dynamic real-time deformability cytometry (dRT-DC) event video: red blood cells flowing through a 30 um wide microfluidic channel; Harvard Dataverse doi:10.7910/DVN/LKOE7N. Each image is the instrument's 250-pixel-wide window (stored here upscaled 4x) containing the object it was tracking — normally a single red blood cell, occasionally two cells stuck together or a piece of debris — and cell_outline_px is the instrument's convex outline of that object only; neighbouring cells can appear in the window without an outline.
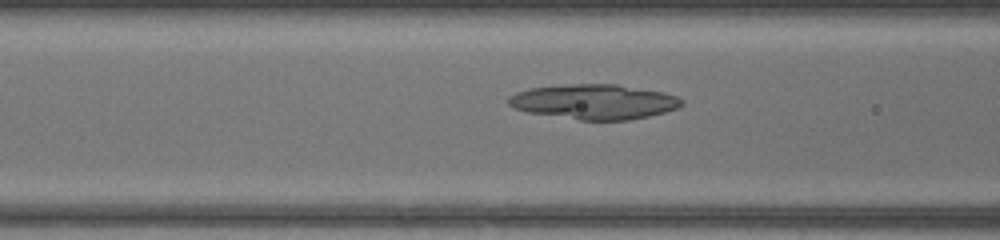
{"species": "common noctule bat (a hibernating species)", "species_latin": "Nyctalus noctula", "temperature_condition": "warm", "stored_images_in_passage": 39, "camera_frame_rate_fps": 3000, "um_per_image_px": 0.085, "animal": {"sex": "female", "body_mass_g": 17.0, "forearm_length_mm": 48.0}, "frame": {"image": 1, "passage_image": 11, "time_ms": 3.333, "image_size_px": [1000, 240], "cell_outline_px": [[684, 104], [676, 108], [664, 112], [648, 116], [628, 120], [580, 120], [528, 112], [512, 108], [508, 104], [508, 96], [516, 92], [528, 88], [572, 84], [616, 84], [664, 92], [676, 96], [684, 100]], "centroid_in_image_um": [50.49, 8.64], "position_along_channel_um": 116.1, "area_um2": 35.26}}
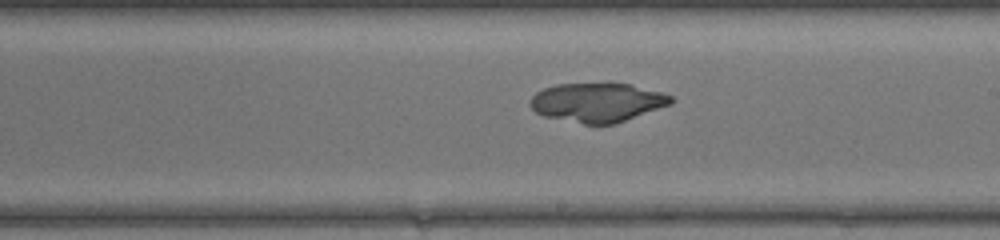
{"frame": {"image": 2, "passage_image": 20, "time_ms": 6.333, "image_size_px": [1000, 240], "cell_outline_px": [[676, 100], [672, 104], [616, 124], [584, 124], [544, 116], [536, 112], [528, 104], [532, 96], [536, 92], [544, 88], [556, 84], [632, 84], [664, 92], [672, 96]], "centroid_in_image_um": [50.82, 8.71], "position_along_channel_um": 238.2, "area_um2": 32.25}}
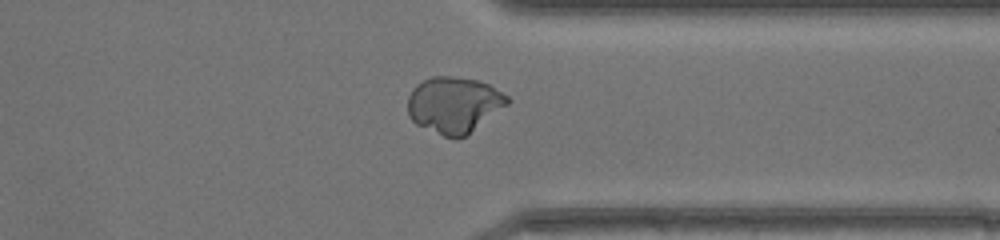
{"frame": {"image": 3, "passage_image": 30, "time_ms": 9.667, "image_size_px": [1000, 240], "cell_outline_px": [[512, 100], [508, 104], [464, 136], [456, 140], [444, 136], [416, 124], [408, 116], [408, 96], [412, 88], [416, 84], [432, 76], [452, 76], [476, 80], [488, 84], [508, 96]], "centroid_in_image_um": [38.56, 8.9], "position_along_channel_um": 372.8, "area_um2": 32.43}}